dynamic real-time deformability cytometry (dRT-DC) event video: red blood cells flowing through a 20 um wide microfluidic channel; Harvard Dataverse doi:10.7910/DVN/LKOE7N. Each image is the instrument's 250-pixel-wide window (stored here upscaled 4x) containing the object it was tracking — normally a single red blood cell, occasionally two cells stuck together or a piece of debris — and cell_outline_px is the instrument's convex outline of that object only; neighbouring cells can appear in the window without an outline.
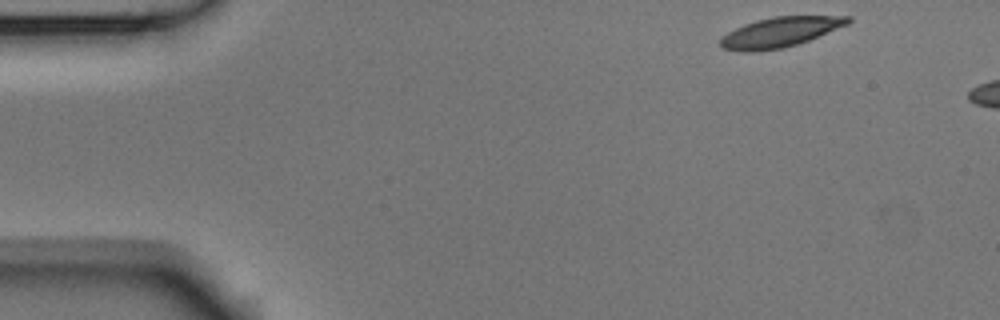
{"species": "Egyptian fruit bat (a non-hibernating species)", "species_latin": "Rousettus aegyptiacus", "temperature_condition": "room temperature", "stored_images_in_passage": 5, "camera_frame_rate_fps": 3000, "um_per_image_px": 0.085, "animal": {"sex": "male"}, "frame": {"image": 1, "passage_image": 1, "time_ms": 0.0, "image_size_px": [1000, 320], "cell_outline_px": [[852, 20], [848, 24], [808, 40], [784, 48], [756, 52], [740, 52], [720, 48], [720, 36], [744, 24], [756, 20], [772, 16], [852, 16]], "centroid_in_image_um": [66.25, 2.74], "position_along_channel_um": 18.8, "area_um2": 22.43}}